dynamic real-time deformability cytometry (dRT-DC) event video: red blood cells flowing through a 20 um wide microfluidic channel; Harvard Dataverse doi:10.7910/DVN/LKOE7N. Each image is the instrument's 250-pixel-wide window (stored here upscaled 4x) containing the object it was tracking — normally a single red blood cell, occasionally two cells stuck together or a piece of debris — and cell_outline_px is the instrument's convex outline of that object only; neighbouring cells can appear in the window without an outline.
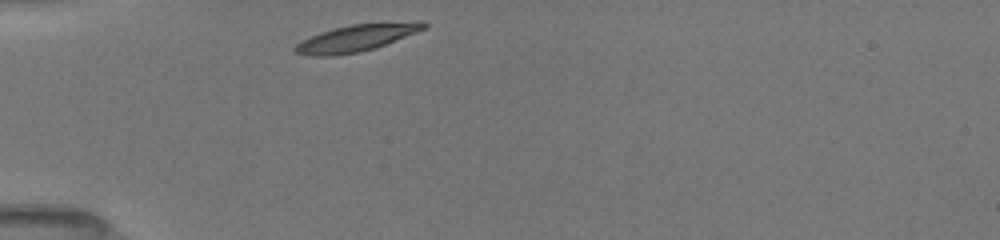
{"species": "common noctule bat (a hibernating species)", "species_latin": "Nyctalus noctula", "temperature_condition": "room temperature", "stored_images_in_passage": 30, "camera_frame_rate_fps": 3000, "um_per_image_px": 0.085, "animal": {"sex": "female", "body_mass_g": 19.5, "forearm_length_mm": 54.1}, "frame": {"image": 1, "passage_image": 1, "time_ms": 0.0, "image_size_px": [1000, 240], "cell_outline_px": [[428, 28], [376, 48], [360, 52], [332, 56], [308, 56], [296, 52], [292, 48], [300, 40], [320, 32], [352, 24], [420, 20], [424, 20], [428, 24]], "centroid_in_image_um": [30.35, 3.22], "position_along_channel_um": 54.6, "area_um2": 20.58}}
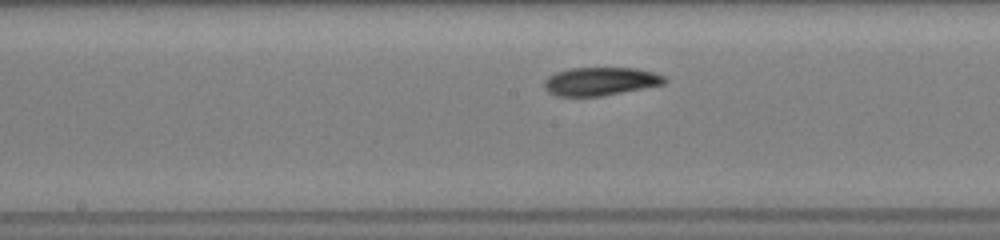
{"frame": {"image": 2, "passage_image": 13, "time_ms": 4.0, "image_size_px": [1000, 240], "cell_outline_px": [[668, 80], [664, 84], [600, 96], [556, 96], [548, 92], [544, 88], [544, 80], [548, 76], [556, 72], [572, 68], [636, 68], [652, 72], [664, 76]], "centroid_in_image_um": [51.01, 6.91], "position_along_channel_um": 197.2, "area_um2": 19.71}}
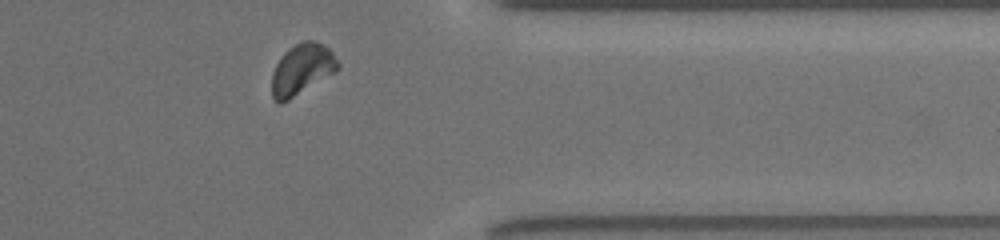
{"frame": {"image": 3, "passage_image": 26, "time_ms": 9.0, "image_size_px": [1000, 240], "cell_outline_px": [[340, 68], [336, 72], [288, 100], [280, 104], [272, 96], [272, 72], [276, 64], [284, 52], [288, 48], [304, 40], [316, 40], [324, 44], [332, 52], [340, 64]], "centroid_in_image_um": [25.68, 5.87], "position_along_channel_um": 385.7, "area_um2": 19.65}, "authors_computed_cell_mechanics": {"area_um2": 19.8543, "velocity_mm_per_s": 3.9336, "shape_relaxation_time_tau1_ms": 3.4666, "shape_relaxation_time_tau2_ms": null, "deformation_change_tau1": 0.1407, "deformation_change_tau2": null}}